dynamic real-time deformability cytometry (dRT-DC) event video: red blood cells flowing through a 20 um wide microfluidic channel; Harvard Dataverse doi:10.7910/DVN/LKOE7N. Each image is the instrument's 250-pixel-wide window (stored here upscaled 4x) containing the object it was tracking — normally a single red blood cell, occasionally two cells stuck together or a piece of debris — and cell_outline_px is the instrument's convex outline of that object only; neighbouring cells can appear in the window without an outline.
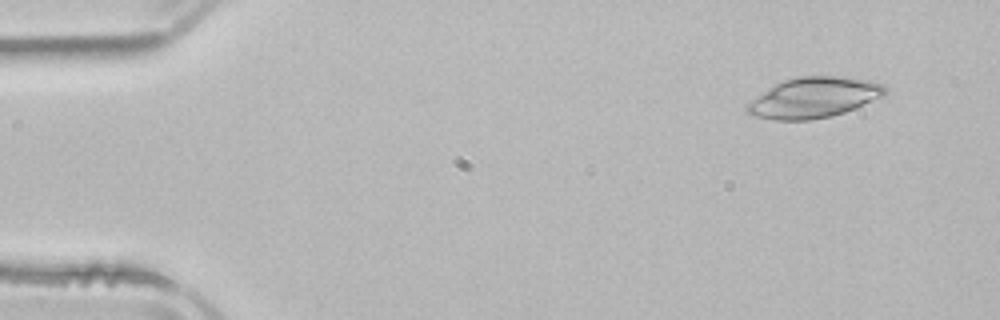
{"species": "common noctule bat (a hibernating species)", "species_latin": "Nyctalus noctula", "temperature_condition": "room temperature", "stored_images_in_passage": 3, "camera_frame_rate_fps": 3000, "um_per_image_px": 0.085, "animal": {"sex": "male", "body_mass_g": 21.5, "forearm_length_mm": 52.0}, "frame": {"image": 1, "passage_image": 1, "time_ms": 0.0, "image_size_px": [1000, 320], "cell_outline_px": [[888, 92], [884, 96], [856, 108], [832, 116], [808, 120], [776, 120], [756, 116], [744, 112], [744, 108], [752, 100], [776, 84], [784, 80], [800, 76], [848, 76], [872, 80], [884, 84], [888, 88]], "centroid_in_image_um": [69.26, 8.28], "position_along_channel_um": 15.7, "area_um2": 32.71}}